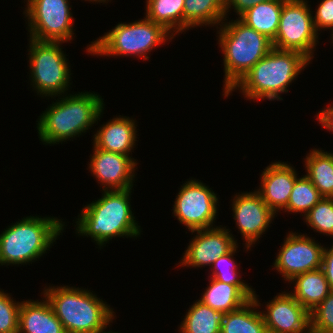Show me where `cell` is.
Segmentation results:
<instances>
[{"label":"cell","instance_id":"cell-1","mask_svg":"<svg viewBox=\"0 0 333 333\" xmlns=\"http://www.w3.org/2000/svg\"><path fill=\"white\" fill-rule=\"evenodd\" d=\"M102 192L101 198L80 210L75 222L76 234L91 237L100 250L115 237H140L141 226L135 219L130 203L132 188Z\"/></svg>","mask_w":333,"mask_h":333},{"label":"cell","instance_id":"cell-2","mask_svg":"<svg viewBox=\"0 0 333 333\" xmlns=\"http://www.w3.org/2000/svg\"><path fill=\"white\" fill-rule=\"evenodd\" d=\"M58 98L37 120L38 138L46 146L73 141L88 132L98 124L105 108L104 98L95 92L69 93Z\"/></svg>","mask_w":333,"mask_h":333},{"label":"cell","instance_id":"cell-3","mask_svg":"<svg viewBox=\"0 0 333 333\" xmlns=\"http://www.w3.org/2000/svg\"><path fill=\"white\" fill-rule=\"evenodd\" d=\"M41 295L49 301L66 333H113L106 329L116 317L114 309L93 291L50 285L45 286Z\"/></svg>","mask_w":333,"mask_h":333},{"label":"cell","instance_id":"cell-4","mask_svg":"<svg viewBox=\"0 0 333 333\" xmlns=\"http://www.w3.org/2000/svg\"><path fill=\"white\" fill-rule=\"evenodd\" d=\"M310 62L300 52L273 48L224 97L237 89L250 101L283 100L280 95L289 92L288 86Z\"/></svg>","mask_w":333,"mask_h":333},{"label":"cell","instance_id":"cell-5","mask_svg":"<svg viewBox=\"0 0 333 333\" xmlns=\"http://www.w3.org/2000/svg\"><path fill=\"white\" fill-rule=\"evenodd\" d=\"M57 217L27 216L0 234V266L29 264L45 255L63 235L66 223Z\"/></svg>","mask_w":333,"mask_h":333},{"label":"cell","instance_id":"cell-6","mask_svg":"<svg viewBox=\"0 0 333 333\" xmlns=\"http://www.w3.org/2000/svg\"><path fill=\"white\" fill-rule=\"evenodd\" d=\"M226 20V21H225ZM217 27L218 44L223 55L225 96L242 77L272 49V41L247 26L239 18Z\"/></svg>","mask_w":333,"mask_h":333},{"label":"cell","instance_id":"cell-7","mask_svg":"<svg viewBox=\"0 0 333 333\" xmlns=\"http://www.w3.org/2000/svg\"><path fill=\"white\" fill-rule=\"evenodd\" d=\"M174 36L161 24L146 17L130 23H118L113 29L87 45L86 52L93 56H134L149 60L150 52L165 45Z\"/></svg>","mask_w":333,"mask_h":333},{"label":"cell","instance_id":"cell-8","mask_svg":"<svg viewBox=\"0 0 333 333\" xmlns=\"http://www.w3.org/2000/svg\"><path fill=\"white\" fill-rule=\"evenodd\" d=\"M63 42L38 41L29 38L28 62L32 89L42 98L68 94L71 68Z\"/></svg>","mask_w":333,"mask_h":333},{"label":"cell","instance_id":"cell-9","mask_svg":"<svg viewBox=\"0 0 333 333\" xmlns=\"http://www.w3.org/2000/svg\"><path fill=\"white\" fill-rule=\"evenodd\" d=\"M310 6L307 0H286L283 3L273 48L297 51L313 60L320 33L315 29Z\"/></svg>","mask_w":333,"mask_h":333},{"label":"cell","instance_id":"cell-10","mask_svg":"<svg viewBox=\"0 0 333 333\" xmlns=\"http://www.w3.org/2000/svg\"><path fill=\"white\" fill-rule=\"evenodd\" d=\"M25 6L31 39L71 43L75 29L70 0H26Z\"/></svg>","mask_w":333,"mask_h":333},{"label":"cell","instance_id":"cell-11","mask_svg":"<svg viewBox=\"0 0 333 333\" xmlns=\"http://www.w3.org/2000/svg\"><path fill=\"white\" fill-rule=\"evenodd\" d=\"M218 198L217 193L201 180L189 178L181 185L171 210L189 231L211 228L218 216Z\"/></svg>","mask_w":333,"mask_h":333},{"label":"cell","instance_id":"cell-12","mask_svg":"<svg viewBox=\"0 0 333 333\" xmlns=\"http://www.w3.org/2000/svg\"><path fill=\"white\" fill-rule=\"evenodd\" d=\"M283 242L272 267L285 281L321 268L325 246L315 241L314 237L290 231Z\"/></svg>","mask_w":333,"mask_h":333},{"label":"cell","instance_id":"cell-13","mask_svg":"<svg viewBox=\"0 0 333 333\" xmlns=\"http://www.w3.org/2000/svg\"><path fill=\"white\" fill-rule=\"evenodd\" d=\"M231 201L233 219L245 242L243 245H245L246 251H249L271 227L270 224L274 221L276 214L255 190L254 192L236 193Z\"/></svg>","mask_w":333,"mask_h":333},{"label":"cell","instance_id":"cell-14","mask_svg":"<svg viewBox=\"0 0 333 333\" xmlns=\"http://www.w3.org/2000/svg\"><path fill=\"white\" fill-rule=\"evenodd\" d=\"M194 237L189 241L184 254L180 260L179 267H199L212 266L215 260L230 252L238 243L231 231L226 226H214L206 229L193 230Z\"/></svg>","mask_w":333,"mask_h":333},{"label":"cell","instance_id":"cell-15","mask_svg":"<svg viewBox=\"0 0 333 333\" xmlns=\"http://www.w3.org/2000/svg\"><path fill=\"white\" fill-rule=\"evenodd\" d=\"M93 145L90 154L89 171L96 178L102 190H125L133 188L137 160L131 156L101 150ZM136 174V175H135Z\"/></svg>","mask_w":333,"mask_h":333},{"label":"cell","instance_id":"cell-16","mask_svg":"<svg viewBox=\"0 0 333 333\" xmlns=\"http://www.w3.org/2000/svg\"><path fill=\"white\" fill-rule=\"evenodd\" d=\"M261 314L268 333H311L309 312L289 292L274 296Z\"/></svg>","mask_w":333,"mask_h":333},{"label":"cell","instance_id":"cell-17","mask_svg":"<svg viewBox=\"0 0 333 333\" xmlns=\"http://www.w3.org/2000/svg\"><path fill=\"white\" fill-rule=\"evenodd\" d=\"M291 164L276 161L271 162L262 171L260 187L255 191L261 199L276 214L283 211L288 204L298 174Z\"/></svg>","mask_w":333,"mask_h":333},{"label":"cell","instance_id":"cell-18","mask_svg":"<svg viewBox=\"0 0 333 333\" xmlns=\"http://www.w3.org/2000/svg\"><path fill=\"white\" fill-rule=\"evenodd\" d=\"M136 122L123 115L110 119L93 135V144L101 150L130 156L138 141Z\"/></svg>","mask_w":333,"mask_h":333},{"label":"cell","instance_id":"cell-19","mask_svg":"<svg viewBox=\"0 0 333 333\" xmlns=\"http://www.w3.org/2000/svg\"><path fill=\"white\" fill-rule=\"evenodd\" d=\"M18 333H66V331L49 301L43 296L40 301L31 299L21 301Z\"/></svg>","mask_w":333,"mask_h":333},{"label":"cell","instance_id":"cell-20","mask_svg":"<svg viewBox=\"0 0 333 333\" xmlns=\"http://www.w3.org/2000/svg\"><path fill=\"white\" fill-rule=\"evenodd\" d=\"M293 291L290 294L311 312L331 292L323 270L305 272L294 276L290 281Z\"/></svg>","mask_w":333,"mask_h":333},{"label":"cell","instance_id":"cell-21","mask_svg":"<svg viewBox=\"0 0 333 333\" xmlns=\"http://www.w3.org/2000/svg\"><path fill=\"white\" fill-rule=\"evenodd\" d=\"M260 307L261 303L254 291L253 299L242 307L225 313L221 333H268L261 311H259Z\"/></svg>","mask_w":333,"mask_h":333},{"label":"cell","instance_id":"cell-22","mask_svg":"<svg viewBox=\"0 0 333 333\" xmlns=\"http://www.w3.org/2000/svg\"><path fill=\"white\" fill-rule=\"evenodd\" d=\"M225 18V0H184L183 32L202 26L217 28Z\"/></svg>","mask_w":333,"mask_h":333},{"label":"cell","instance_id":"cell-23","mask_svg":"<svg viewBox=\"0 0 333 333\" xmlns=\"http://www.w3.org/2000/svg\"><path fill=\"white\" fill-rule=\"evenodd\" d=\"M285 1L271 0L255 4L238 18L273 42L279 28L280 15Z\"/></svg>","mask_w":333,"mask_h":333},{"label":"cell","instance_id":"cell-24","mask_svg":"<svg viewBox=\"0 0 333 333\" xmlns=\"http://www.w3.org/2000/svg\"><path fill=\"white\" fill-rule=\"evenodd\" d=\"M306 176L323 197H333V153L313 148L304 160Z\"/></svg>","mask_w":333,"mask_h":333},{"label":"cell","instance_id":"cell-25","mask_svg":"<svg viewBox=\"0 0 333 333\" xmlns=\"http://www.w3.org/2000/svg\"><path fill=\"white\" fill-rule=\"evenodd\" d=\"M198 299L203 304L215 309L228 313L234 311L250 299L235 285L221 282L210 277L209 285Z\"/></svg>","mask_w":333,"mask_h":333},{"label":"cell","instance_id":"cell-26","mask_svg":"<svg viewBox=\"0 0 333 333\" xmlns=\"http://www.w3.org/2000/svg\"><path fill=\"white\" fill-rule=\"evenodd\" d=\"M225 313L203 304L193 302L178 327L179 333H221Z\"/></svg>","mask_w":333,"mask_h":333},{"label":"cell","instance_id":"cell-27","mask_svg":"<svg viewBox=\"0 0 333 333\" xmlns=\"http://www.w3.org/2000/svg\"><path fill=\"white\" fill-rule=\"evenodd\" d=\"M183 9L184 0H146L144 14L176 37L183 33Z\"/></svg>","mask_w":333,"mask_h":333},{"label":"cell","instance_id":"cell-28","mask_svg":"<svg viewBox=\"0 0 333 333\" xmlns=\"http://www.w3.org/2000/svg\"><path fill=\"white\" fill-rule=\"evenodd\" d=\"M238 247L237 244L230 252L219 256L210 267L212 272L210 275L211 278L237 286L249 299H253L255 289L241 279L242 275L239 273L241 271L234 260Z\"/></svg>","mask_w":333,"mask_h":333},{"label":"cell","instance_id":"cell-29","mask_svg":"<svg viewBox=\"0 0 333 333\" xmlns=\"http://www.w3.org/2000/svg\"><path fill=\"white\" fill-rule=\"evenodd\" d=\"M323 196L318 189L312 184L310 179L303 175L295 180L293 190L290 194L287 207L284 212L307 214Z\"/></svg>","mask_w":333,"mask_h":333},{"label":"cell","instance_id":"cell-30","mask_svg":"<svg viewBox=\"0 0 333 333\" xmlns=\"http://www.w3.org/2000/svg\"><path fill=\"white\" fill-rule=\"evenodd\" d=\"M303 217L308 227L317 233L333 237V197H323Z\"/></svg>","mask_w":333,"mask_h":333},{"label":"cell","instance_id":"cell-31","mask_svg":"<svg viewBox=\"0 0 333 333\" xmlns=\"http://www.w3.org/2000/svg\"><path fill=\"white\" fill-rule=\"evenodd\" d=\"M309 315L311 333H333V291Z\"/></svg>","mask_w":333,"mask_h":333},{"label":"cell","instance_id":"cell-32","mask_svg":"<svg viewBox=\"0 0 333 333\" xmlns=\"http://www.w3.org/2000/svg\"><path fill=\"white\" fill-rule=\"evenodd\" d=\"M21 302L0 288V333H18Z\"/></svg>","mask_w":333,"mask_h":333},{"label":"cell","instance_id":"cell-33","mask_svg":"<svg viewBox=\"0 0 333 333\" xmlns=\"http://www.w3.org/2000/svg\"><path fill=\"white\" fill-rule=\"evenodd\" d=\"M312 15L316 31H333V0H321Z\"/></svg>","mask_w":333,"mask_h":333},{"label":"cell","instance_id":"cell-34","mask_svg":"<svg viewBox=\"0 0 333 333\" xmlns=\"http://www.w3.org/2000/svg\"><path fill=\"white\" fill-rule=\"evenodd\" d=\"M271 1V0H225V16L228 18V14L231 9H234L235 15L239 17L249 8L253 7L255 4L261 2Z\"/></svg>","mask_w":333,"mask_h":333},{"label":"cell","instance_id":"cell-35","mask_svg":"<svg viewBox=\"0 0 333 333\" xmlns=\"http://www.w3.org/2000/svg\"><path fill=\"white\" fill-rule=\"evenodd\" d=\"M321 269L327 278L331 291H333V243L330 248L324 247Z\"/></svg>","mask_w":333,"mask_h":333},{"label":"cell","instance_id":"cell-36","mask_svg":"<svg viewBox=\"0 0 333 333\" xmlns=\"http://www.w3.org/2000/svg\"><path fill=\"white\" fill-rule=\"evenodd\" d=\"M331 104L332 105L326 106V108L319 111L316 115V119H318V122L323 128L333 133V103Z\"/></svg>","mask_w":333,"mask_h":333},{"label":"cell","instance_id":"cell-37","mask_svg":"<svg viewBox=\"0 0 333 333\" xmlns=\"http://www.w3.org/2000/svg\"><path fill=\"white\" fill-rule=\"evenodd\" d=\"M84 1H89L90 3L92 2V3H96V4H100V3H108L109 1H111V0H84Z\"/></svg>","mask_w":333,"mask_h":333},{"label":"cell","instance_id":"cell-38","mask_svg":"<svg viewBox=\"0 0 333 333\" xmlns=\"http://www.w3.org/2000/svg\"><path fill=\"white\" fill-rule=\"evenodd\" d=\"M330 38L332 40L331 42L333 43V31L331 32V37Z\"/></svg>","mask_w":333,"mask_h":333}]
</instances>
